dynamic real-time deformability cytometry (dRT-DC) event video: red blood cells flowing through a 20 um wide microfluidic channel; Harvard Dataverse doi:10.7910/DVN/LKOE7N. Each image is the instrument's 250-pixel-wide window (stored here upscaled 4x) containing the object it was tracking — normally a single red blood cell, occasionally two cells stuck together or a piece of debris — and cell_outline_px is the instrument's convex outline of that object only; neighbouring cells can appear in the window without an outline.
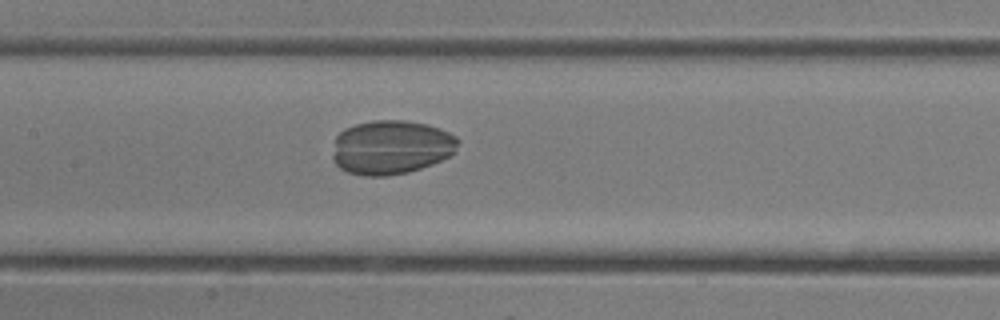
{"species": "common noctule bat (a hibernating species)", "species_latin": "Nyctalus noctula", "temperature_condition": "room temperature", "stored_images_in_passage": 33, "camera_frame_rate_fps": 3000, "um_per_image_px": 0.085, "animal": {"sex": "female"}, "frame": {"image": 1, "passage_image": 16, "time_ms": 5.0, "image_size_px": [1000, 320], "cell_outline_px": [[460, 140], [452, 152], [448, 156], [432, 164], [408, 172], [388, 176], [364, 176], [348, 172], [340, 168], [332, 160], [332, 156], [336, 136], [344, 128], [356, 124], [372, 120], [404, 120], [428, 124], [440, 128], [456, 136]], "centroid_in_image_um": [33.22, 12.51], "position_along_channel_um": 174.2, "area_um2": 39.65}}
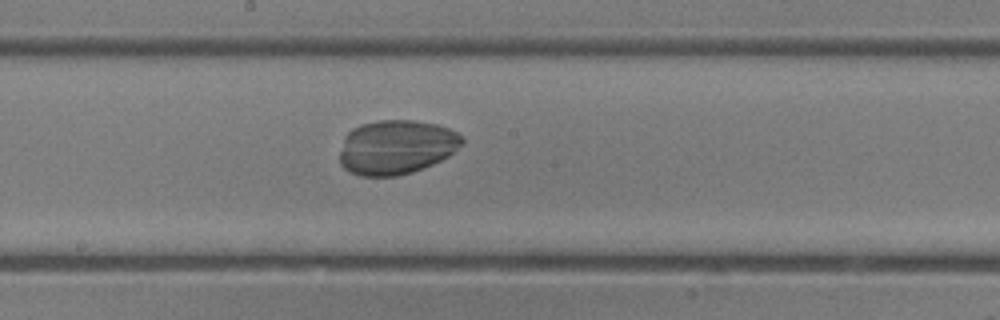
{"frame": {"image": 2, "passage_image": 18, "time_ms": 5.667, "image_size_px": [1000, 320], "cell_outline_px": [[464, 144], [448, 156], [424, 168], [412, 172], [396, 176], [360, 176], [348, 172], [340, 164], [340, 152], [344, 136], [352, 128], [360, 124], [380, 120], [412, 120], [436, 124], [448, 128], [456, 132], [464, 140]], "centroid_in_image_um": [33.66, 12.51], "position_along_channel_um": 214.5, "area_um2": 38.96}}
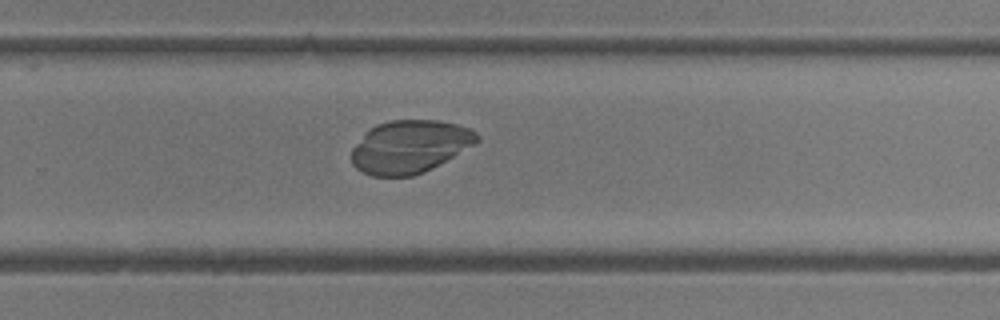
{"frame": {"image": 3, "passage_image": 22, "time_ms": 7.0, "image_size_px": [1000, 320], "cell_outline_px": [[480, 140], [424, 172], [412, 176], [372, 176], [356, 168], [352, 164], [352, 148], [364, 132], [368, 128], [376, 124], [388, 120], [440, 120], [472, 128], [480, 136]], "centroid_in_image_um": [34.8, 12.44], "position_along_channel_um": 295.0, "area_um2": 38.61}}